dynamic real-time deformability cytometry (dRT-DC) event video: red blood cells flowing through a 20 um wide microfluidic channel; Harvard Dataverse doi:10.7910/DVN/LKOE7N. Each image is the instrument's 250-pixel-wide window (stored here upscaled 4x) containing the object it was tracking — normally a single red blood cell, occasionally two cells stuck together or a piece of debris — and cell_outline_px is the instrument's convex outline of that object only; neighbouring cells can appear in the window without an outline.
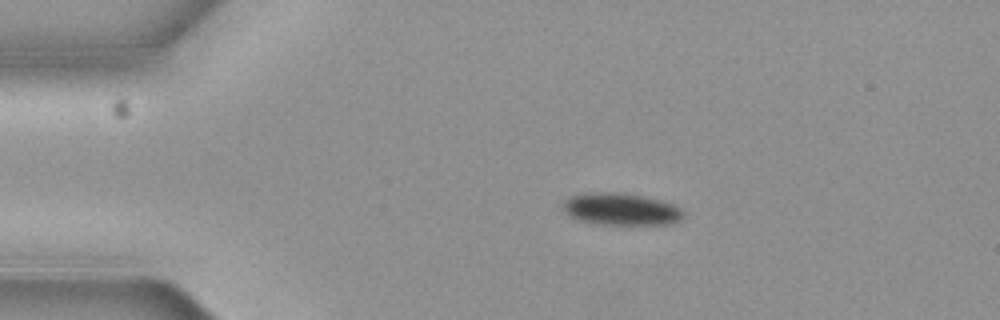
{"species": "common noctule bat (a hibernating species)", "species_latin": "Nyctalus noctula", "temperature_condition": "cold", "stored_images_in_passage": 5, "camera_frame_rate_fps": 3000, "um_per_image_px": 0.085, "animal": {"sex": "female", "body_mass_g": 19.3, "forearm_length_mm": 54.1}, "frame": {"image": 1, "passage_image": 1, "time_ms": 0.0, "image_size_px": [1000, 320], "cell_outline_px": [[684, 216], [680, 220], [668, 224], [596, 224], [580, 220], [564, 212], [564, 200], [572, 196], [584, 192], [620, 192], [644, 196], [676, 204], [684, 212]], "centroid_in_image_um": [52.81, 17.76], "position_along_channel_um": 32.2, "area_um2": 22.6}}
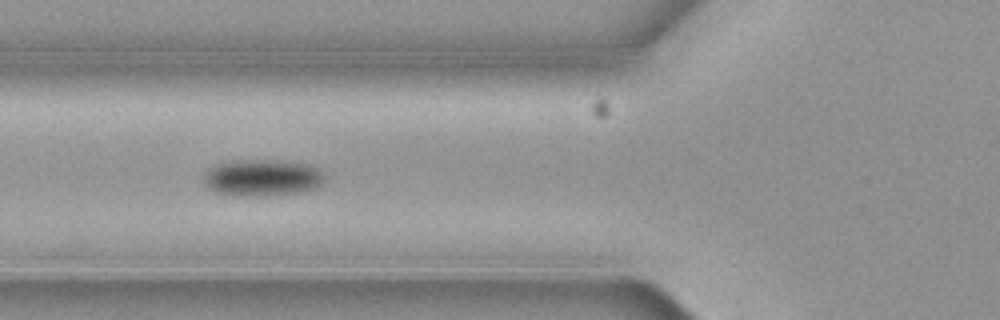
{"frame": {"image": 2, "passage_image": 4, "time_ms": 1.0, "image_size_px": [1000, 320], "cell_outline_px": [[324, 180], [316, 188], [300, 192], [260, 196], [240, 196], [216, 192], [208, 188], [204, 180], [204, 176], [208, 168], [216, 164], [236, 160], [268, 160], [308, 164], [320, 168], [324, 172]], "centroid_in_image_um": [22.3, 15.1], "position_along_channel_um": 103.5, "area_um2": 25.84}}
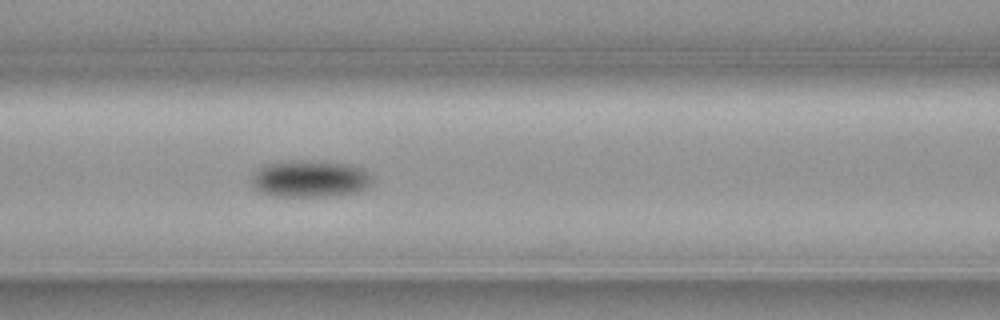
{"frame": {"image": 3, "passage_image": 5, "time_ms": 1.333, "image_size_px": [1000, 320], "cell_outline_px": [[372, 180], [368, 188], [360, 192], [328, 196], [272, 196], [260, 192], [252, 184], [252, 176], [264, 164], [280, 160], [312, 160], [352, 164], [364, 168], [372, 172]], "centroid_in_image_um": [26.41, 15.17], "position_along_channel_um": 140.2, "area_um2": 26.65}}